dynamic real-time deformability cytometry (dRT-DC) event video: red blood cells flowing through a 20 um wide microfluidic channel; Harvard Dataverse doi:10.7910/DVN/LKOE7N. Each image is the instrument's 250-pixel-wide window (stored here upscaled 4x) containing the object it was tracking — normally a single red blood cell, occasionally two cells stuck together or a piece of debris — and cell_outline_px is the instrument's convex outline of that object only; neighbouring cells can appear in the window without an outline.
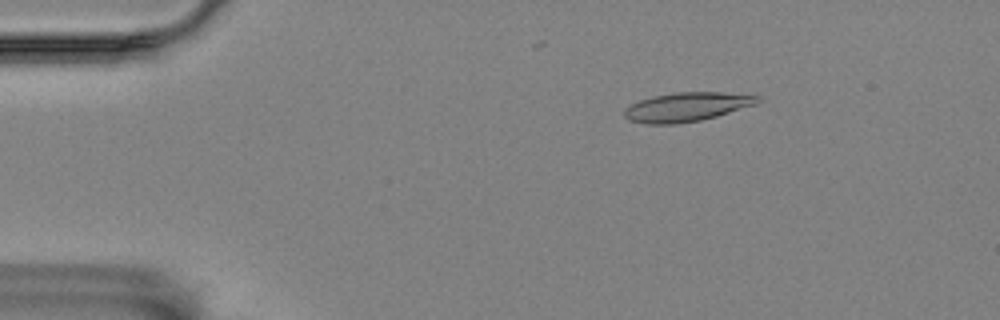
{"species": "Egyptian fruit bat (a non-hibernating species)", "species_latin": "Rousettus aegyptiacus", "temperature_condition": "room temperature", "stored_images_in_passage": 56, "camera_frame_rate_fps": 3000, "um_per_image_px": 0.085, "animal": {"sex": "female"}, "frame": {"image": 1, "passage_image": 9, "time_ms": 2.667, "image_size_px": [1000, 320], "cell_outline_px": [[760, 100], [756, 104], [716, 116], [700, 120], [676, 124], [648, 124], [628, 120], [624, 116], [624, 108], [628, 104], [652, 96], [676, 92], [720, 92], [760, 96]], "centroid_in_image_um": [58.31, 9.09], "position_along_channel_um": 26.7, "area_um2": 22.54}}
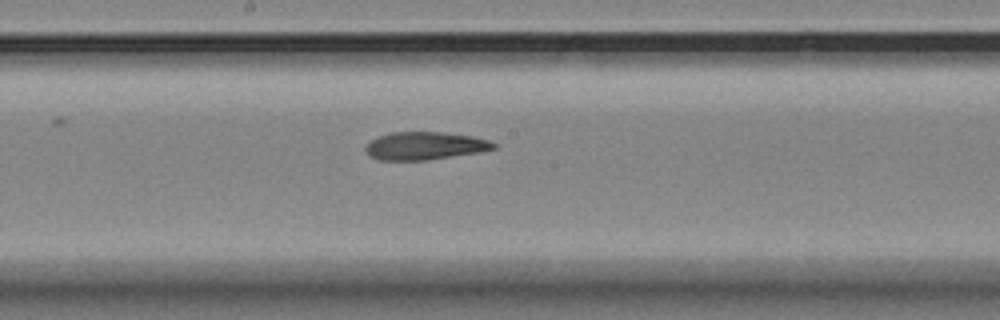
{"frame": {"image": 2, "passage_image": 30, "time_ms": 9.667, "image_size_px": [1000, 320], "cell_outline_px": [[496, 148], [480, 152], [428, 160], [380, 160], [372, 156], [364, 148], [376, 136], [392, 132], [440, 132], [472, 136], [488, 140], [496, 144]], "centroid_in_image_um": [36.13, 12.39], "position_along_channel_um": 212.1, "area_um2": 20.63}}
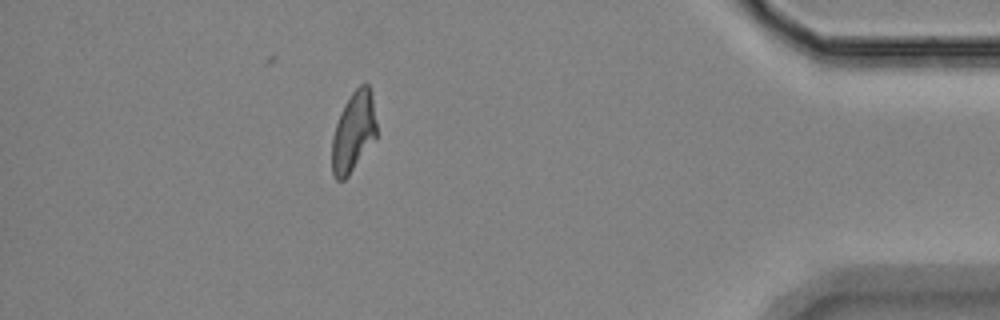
{"frame": {"image": 3, "passage_image": 50, "time_ms": 16.333, "image_size_px": [1000, 320], "cell_outline_px": [[376, 136], [348, 176], [344, 180], [336, 180], [332, 172], [332, 136], [340, 112], [344, 104], [352, 92], [360, 84], [368, 84], [372, 92], [376, 120]], "centroid_in_image_um": [30.03, 11.18], "position_along_channel_um": 405.2, "area_um2": 20.69}, "authors_computed_cell_mechanics": {"area_um2": 21.7906, "velocity_mm_per_s": 3.5428, "shape_relaxation_time_tau1_ms": 8.4935, "shape_relaxation_time_tau2_ms": 3.6234, "deformation_change_tau1": 0.2226, "deformation_change_tau2": 0.1224}}